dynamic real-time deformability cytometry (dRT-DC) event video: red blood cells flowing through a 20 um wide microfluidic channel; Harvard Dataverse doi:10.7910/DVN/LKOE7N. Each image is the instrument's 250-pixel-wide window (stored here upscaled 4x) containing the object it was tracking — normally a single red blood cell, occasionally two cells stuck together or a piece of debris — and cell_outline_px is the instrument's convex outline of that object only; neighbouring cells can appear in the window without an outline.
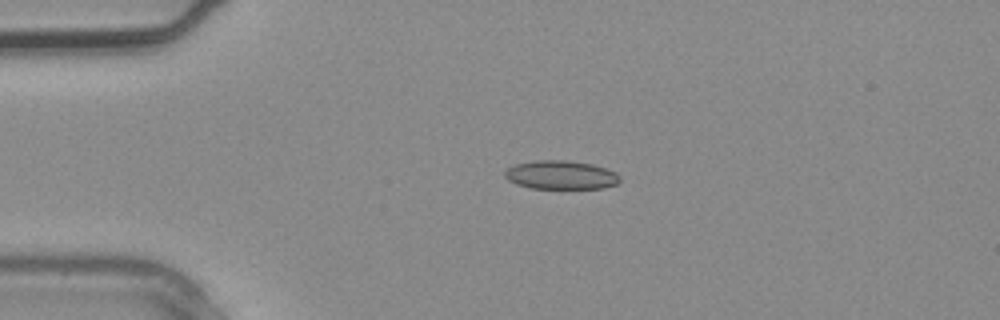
{"species": "common noctule bat (a hibernating species)", "species_latin": "Nyctalus noctula", "temperature_condition": "warm", "stored_images_in_passage": 4, "camera_frame_rate_fps": 3000, "um_per_image_px": 0.085, "animal": {"sex": "male", "body_mass_g": 20.4}, "frame": {"image": 1, "passage_image": 3, "time_ms": 0.667, "image_size_px": [1000, 320], "cell_outline_px": [[620, 180], [616, 184], [604, 188], [532, 188], [516, 184], [508, 180], [504, 176], [504, 172], [508, 168], [516, 164], [536, 160], [564, 160], [592, 164], [616, 172], [620, 176]], "centroid_in_image_um": [47.67, 14.87], "position_along_channel_um": 37.3, "area_um2": 19.13}}